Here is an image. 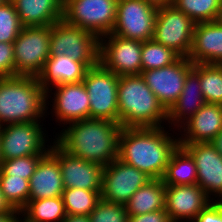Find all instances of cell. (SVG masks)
Wrapping results in <instances>:
<instances>
[{"mask_svg": "<svg viewBox=\"0 0 222 222\" xmlns=\"http://www.w3.org/2000/svg\"><path fill=\"white\" fill-rule=\"evenodd\" d=\"M164 127H122L118 159L145 172L152 179H162L179 139L168 136Z\"/></svg>", "mask_w": 222, "mask_h": 222, "instance_id": "6da1fadb", "label": "cell"}, {"mask_svg": "<svg viewBox=\"0 0 222 222\" xmlns=\"http://www.w3.org/2000/svg\"><path fill=\"white\" fill-rule=\"evenodd\" d=\"M71 123L55 141L67 153L103 167L118 158L119 123L93 118Z\"/></svg>", "mask_w": 222, "mask_h": 222, "instance_id": "7a4b0ae2", "label": "cell"}, {"mask_svg": "<svg viewBox=\"0 0 222 222\" xmlns=\"http://www.w3.org/2000/svg\"><path fill=\"white\" fill-rule=\"evenodd\" d=\"M118 111L121 127H161L167 111L141 75L120 76Z\"/></svg>", "mask_w": 222, "mask_h": 222, "instance_id": "3957f363", "label": "cell"}, {"mask_svg": "<svg viewBox=\"0 0 222 222\" xmlns=\"http://www.w3.org/2000/svg\"><path fill=\"white\" fill-rule=\"evenodd\" d=\"M46 105V92L37 77L0 78V126L40 121Z\"/></svg>", "mask_w": 222, "mask_h": 222, "instance_id": "277c9868", "label": "cell"}, {"mask_svg": "<svg viewBox=\"0 0 222 222\" xmlns=\"http://www.w3.org/2000/svg\"><path fill=\"white\" fill-rule=\"evenodd\" d=\"M49 48L50 55H65L90 68L100 63V38L64 19L51 25Z\"/></svg>", "mask_w": 222, "mask_h": 222, "instance_id": "5b68a950", "label": "cell"}, {"mask_svg": "<svg viewBox=\"0 0 222 222\" xmlns=\"http://www.w3.org/2000/svg\"><path fill=\"white\" fill-rule=\"evenodd\" d=\"M51 26L22 27L13 42L15 76L37 77L50 56Z\"/></svg>", "mask_w": 222, "mask_h": 222, "instance_id": "8992f818", "label": "cell"}, {"mask_svg": "<svg viewBox=\"0 0 222 222\" xmlns=\"http://www.w3.org/2000/svg\"><path fill=\"white\" fill-rule=\"evenodd\" d=\"M82 82L90 100L89 118L119 123V76L99 63L88 69Z\"/></svg>", "mask_w": 222, "mask_h": 222, "instance_id": "52a82bcc", "label": "cell"}, {"mask_svg": "<svg viewBox=\"0 0 222 222\" xmlns=\"http://www.w3.org/2000/svg\"><path fill=\"white\" fill-rule=\"evenodd\" d=\"M116 6L117 0H64L63 19L102 38L113 31Z\"/></svg>", "mask_w": 222, "mask_h": 222, "instance_id": "ba28073f", "label": "cell"}, {"mask_svg": "<svg viewBox=\"0 0 222 222\" xmlns=\"http://www.w3.org/2000/svg\"><path fill=\"white\" fill-rule=\"evenodd\" d=\"M196 23L173 5L157 8L153 40L188 58Z\"/></svg>", "mask_w": 222, "mask_h": 222, "instance_id": "9c48e42d", "label": "cell"}, {"mask_svg": "<svg viewBox=\"0 0 222 222\" xmlns=\"http://www.w3.org/2000/svg\"><path fill=\"white\" fill-rule=\"evenodd\" d=\"M157 7L144 0H117L116 21L111 34L125 39H153Z\"/></svg>", "mask_w": 222, "mask_h": 222, "instance_id": "30bf717a", "label": "cell"}, {"mask_svg": "<svg viewBox=\"0 0 222 222\" xmlns=\"http://www.w3.org/2000/svg\"><path fill=\"white\" fill-rule=\"evenodd\" d=\"M40 122L10 123L0 126L1 159H15L30 155H45V136Z\"/></svg>", "mask_w": 222, "mask_h": 222, "instance_id": "8fae6325", "label": "cell"}, {"mask_svg": "<svg viewBox=\"0 0 222 222\" xmlns=\"http://www.w3.org/2000/svg\"><path fill=\"white\" fill-rule=\"evenodd\" d=\"M141 52L142 41L111 33L100 38V63L119 77L141 74Z\"/></svg>", "mask_w": 222, "mask_h": 222, "instance_id": "7c38bea8", "label": "cell"}, {"mask_svg": "<svg viewBox=\"0 0 222 222\" xmlns=\"http://www.w3.org/2000/svg\"><path fill=\"white\" fill-rule=\"evenodd\" d=\"M150 180L145 172L117 158L104 167L101 199L126 205L134 192Z\"/></svg>", "mask_w": 222, "mask_h": 222, "instance_id": "4fadbf2b", "label": "cell"}, {"mask_svg": "<svg viewBox=\"0 0 222 222\" xmlns=\"http://www.w3.org/2000/svg\"><path fill=\"white\" fill-rule=\"evenodd\" d=\"M192 68L193 63L188 58L179 57L171 65L142 71L140 75L168 112L178 100Z\"/></svg>", "mask_w": 222, "mask_h": 222, "instance_id": "5bb4252c", "label": "cell"}, {"mask_svg": "<svg viewBox=\"0 0 222 222\" xmlns=\"http://www.w3.org/2000/svg\"><path fill=\"white\" fill-rule=\"evenodd\" d=\"M54 143L49 150L58 159L64 187L102 191L104 167L75 157Z\"/></svg>", "mask_w": 222, "mask_h": 222, "instance_id": "9a60e30c", "label": "cell"}, {"mask_svg": "<svg viewBox=\"0 0 222 222\" xmlns=\"http://www.w3.org/2000/svg\"><path fill=\"white\" fill-rule=\"evenodd\" d=\"M194 159L197 168V185L210 198L212 193L222 197V156L210 142L179 144ZM210 195V196H209Z\"/></svg>", "mask_w": 222, "mask_h": 222, "instance_id": "2e32d148", "label": "cell"}, {"mask_svg": "<svg viewBox=\"0 0 222 222\" xmlns=\"http://www.w3.org/2000/svg\"><path fill=\"white\" fill-rule=\"evenodd\" d=\"M212 200L197 184L166 185L165 210L171 222H180L185 218L193 221Z\"/></svg>", "mask_w": 222, "mask_h": 222, "instance_id": "e0dca14e", "label": "cell"}, {"mask_svg": "<svg viewBox=\"0 0 222 222\" xmlns=\"http://www.w3.org/2000/svg\"><path fill=\"white\" fill-rule=\"evenodd\" d=\"M55 87L53 111L57 120L71 123L89 118L90 100L83 82Z\"/></svg>", "mask_w": 222, "mask_h": 222, "instance_id": "ac0fdd59", "label": "cell"}, {"mask_svg": "<svg viewBox=\"0 0 222 222\" xmlns=\"http://www.w3.org/2000/svg\"><path fill=\"white\" fill-rule=\"evenodd\" d=\"M188 59L193 64H222V25L217 20L196 23Z\"/></svg>", "mask_w": 222, "mask_h": 222, "instance_id": "d6986e66", "label": "cell"}, {"mask_svg": "<svg viewBox=\"0 0 222 222\" xmlns=\"http://www.w3.org/2000/svg\"><path fill=\"white\" fill-rule=\"evenodd\" d=\"M29 200L62 196L65 187L57 157L49 150L29 179Z\"/></svg>", "mask_w": 222, "mask_h": 222, "instance_id": "ffe728a7", "label": "cell"}, {"mask_svg": "<svg viewBox=\"0 0 222 222\" xmlns=\"http://www.w3.org/2000/svg\"><path fill=\"white\" fill-rule=\"evenodd\" d=\"M185 123L178 125L186 133L179 144L211 142L222 130V105L206 103Z\"/></svg>", "mask_w": 222, "mask_h": 222, "instance_id": "44dd1931", "label": "cell"}, {"mask_svg": "<svg viewBox=\"0 0 222 222\" xmlns=\"http://www.w3.org/2000/svg\"><path fill=\"white\" fill-rule=\"evenodd\" d=\"M89 68L86 63L75 61L71 57L50 55L37 76L40 86L46 92V100L51 84L53 87L61 84L80 83Z\"/></svg>", "mask_w": 222, "mask_h": 222, "instance_id": "7402d4cb", "label": "cell"}, {"mask_svg": "<svg viewBox=\"0 0 222 222\" xmlns=\"http://www.w3.org/2000/svg\"><path fill=\"white\" fill-rule=\"evenodd\" d=\"M23 27L51 26L63 19L64 0H11Z\"/></svg>", "mask_w": 222, "mask_h": 222, "instance_id": "603a6c76", "label": "cell"}, {"mask_svg": "<svg viewBox=\"0 0 222 222\" xmlns=\"http://www.w3.org/2000/svg\"><path fill=\"white\" fill-rule=\"evenodd\" d=\"M205 104L199 75L191 69L186 75L184 87L178 100L167 112V121L169 120V123L172 121L171 125L173 123L174 126H177L175 124H179V122L184 124Z\"/></svg>", "mask_w": 222, "mask_h": 222, "instance_id": "cb8c5ba5", "label": "cell"}, {"mask_svg": "<svg viewBox=\"0 0 222 222\" xmlns=\"http://www.w3.org/2000/svg\"><path fill=\"white\" fill-rule=\"evenodd\" d=\"M166 185L162 179H152L134 192L126 206L128 215H142L165 209Z\"/></svg>", "mask_w": 222, "mask_h": 222, "instance_id": "d4e9b609", "label": "cell"}, {"mask_svg": "<svg viewBox=\"0 0 222 222\" xmlns=\"http://www.w3.org/2000/svg\"><path fill=\"white\" fill-rule=\"evenodd\" d=\"M162 181L165 185L197 184L195 161L182 146L179 145L172 153Z\"/></svg>", "mask_w": 222, "mask_h": 222, "instance_id": "484cf974", "label": "cell"}, {"mask_svg": "<svg viewBox=\"0 0 222 222\" xmlns=\"http://www.w3.org/2000/svg\"><path fill=\"white\" fill-rule=\"evenodd\" d=\"M25 217L21 222H62L66 217L62 197L28 200L20 211Z\"/></svg>", "mask_w": 222, "mask_h": 222, "instance_id": "4316f807", "label": "cell"}, {"mask_svg": "<svg viewBox=\"0 0 222 222\" xmlns=\"http://www.w3.org/2000/svg\"><path fill=\"white\" fill-rule=\"evenodd\" d=\"M206 103L222 105V64H193Z\"/></svg>", "mask_w": 222, "mask_h": 222, "instance_id": "83f0119b", "label": "cell"}, {"mask_svg": "<svg viewBox=\"0 0 222 222\" xmlns=\"http://www.w3.org/2000/svg\"><path fill=\"white\" fill-rule=\"evenodd\" d=\"M101 192L81 188H65L61 197L66 215L89 216L101 200Z\"/></svg>", "mask_w": 222, "mask_h": 222, "instance_id": "f1b7e54d", "label": "cell"}, {"mask_svg": "<svg viewBox=\"0 0 222 222\" xmlns=\"http://www.w3.org/2000/svg\"><path fill=\"white\" fill-rule=\"evenodd\" d=\"M172 5L199 23L216 21L222 9V0H174Z\"/></svg>", "mask_w": 222, "mask_h": 222, "instance_id": "f546056e", "label": "cell"}, {"mask_svg": "<svg viewBox=\"0 0 222 222\" xmlns=\"http://www.w3.org/2000/svg\"><path fill=\"white\" fill-rule=\"evenodd\" d=\"M180 56L171 48L153 39L142 42V71L163 68L174 63Z\"/></svg>", "mask_w": 222, "mask_h": 222, "instance_id": "4dcf8cb0", "label": "cell"}, {"mask_svg": "<svg viewBox=\"0 0 222 222\" xmlns=\"http://www.w3.org/2000/svg\"><path fill=\"white\" fill-rule=\"evenodd\" d=\"M0 188L5 199L18 211H21L29 200V180L17 176H0Z\"/></svg>", "mask_w": 222, "mask_h": 222, "instance_id": "1f68e13d", "label": "cell"}, {"mask_svg": "<svg viewBox=\"0 0 222 222\" xmlns=\"http://www.w3.org/2000/svg\"><path fill=\"white\" fill-rule=\"evenodd\" d=\"M22 27L12 1L0 5V42H14Z\"/></svg>", "mask_w": 222, "mask_h": 222, "instance_id": "d6a6232c", "label": "cell"}, {"mask_svg": "<svg viewBox=\"0 0 222 222\" xmlns=\"http://www.w3.org/2000/svg\"><path fill=\"white\" fill-rule=\"evenodd\" d=\"M44 155H30L15 159L3 160L0 165V176H17L29 180L39 160Z\"/></svg>", "mask_w": 222, "mask_h": 222, "instance_id": "836d02e7", "label": "cell"}, {"mask_svg": "<svg viewBox=\"0 0 222 222\" xmlns=\"http://www.w3.org/2000/svg\"><path fill=\"white\" fill-rule=\"evenodd\" d=\"M126 206L101 199L89 215L90 222H128Z\"/></svg>", "mask_w": 222, "mask_h": 222, "instance_id": "e575fe53", "label": "cell"}, {"mask_svg": "<svg viewBox=\"0 0 222 222\" xmlns=\"http://www.w3.org/2000/svg\"><path fill=\"white\" fill-rule=\"evenodd\" d=\"M15 77L13 42H0V78Z\"/></svg>", "mask_w": 222, "mask_h": 222, "instance_id": "d590c367", "label": "cell"}, {"mask_svg": "<svg viewBox=\"0 0 222 222\" xmlns=\"http://www.w3.org/2000/svg\"><path fill=\"white\" fill-rule=\"evenodd\" d=\"M192 222H222V198L208 203Z\"/></svg>", "mask_w": 222, "mask_h": 222, "instance_id": "8d00e7d4", "label": "cell"}, {"mask_svg": "<svg viewBox=\"0 0 222 222\" xmlns=\"http://www.w3.org/2000/svg\"><path fill=\"white\" fill-rule=\"evenodd\" d=\"M128 222H171L165 209L142 215H129Z\"/></svg>", "mask_w": 222, "mask_h": 222, "instance_id": "74e56055", "label": "cell"}, {"mask_svg": "<svg viewBox=\"0 0 222 222\" xmlns=\"http://www.w3.org/2000/svg\"><path fill=\"white\" fill-rule=\"evenodd\" d=\"M16 215H18V217ZM19 215H21L20 212L0 213V222H21V219H18Z\"/></svg>", "mask_w": 222, "mask_h": 222, "instance_id": "f35d334b", "label": "cell"}, {"mask_svg": "<svg viewBox=\"0 0 222 222\" xmlns=\"http://www.w3.org/2000/svg\"><path fill=\"white\" fill-rule=\"evenodd\" d=\"M4 212H20L17 209H14L9 202L5 199L3 192L0 188V213Z\"/></svg>", "mask_w": 222, "mask_h": 222, "instance_id": "ab89813d", "label": "cell"}, {"mask_svg": "<svg viewBox=\"0 0 222 222\" xmlns=\"http://www.w3.org/2000/svg\"><path fill=\"white\" fill-rule=\"evenodd\" d=\"M62 222H90L89 216L85 215H66Z\"/></svg>", "mask_w": 222, "mask_h": 222, "instance_id": "60d3db41", "label": "cell"}, {"mask_svg": "<svg viewBox=\"0 0 222 222\" xmlns=\"http://www.w3.org/2000/svg\"><path fill=\"white\" fill-rule=\"evenodd\" d=\"M216 151L222 156V130L210 142Z\"/></svg>", "mask_w": 222, "mask_h": 222, "instance_id": "b9f144b4", "label": "cell"}, {"mask_svg": "<svg viewBox=\"0 0 222 222\" xmlns=\"http://www.w3.org/2000/svg\"><path fill=\"white\" fill-rule=\"evenodd\" d=\"M154 6L158 7H164L168 5H172L174 0H144Z\"/></svg>", "mask_w": 222, "mask_h": 222, "instance_id": "7bdbcfd3", "label": "cell"}, {"mask_svg": "<svg viewBox=\"0 0 222 222\" xmlns=\"http://www.w3.org/2000/svg\"><path fill=\"white\" fill-rule=\"evenodd\" d=\"M217 21L222 25V9L219 13V17H218Z\"/></svg>", "mask_w": 222, "mask_h": 222, "instance_id": "ee69618b", "label": "cell"}, {"mask_svg": "<svg viewBox=\"0 0 222 222\" xmlns=\"http://www.w3.org/2000/svg\"><path fill=\"white\" fill-rule=\"evenodd\" d=\"M9 1H11V0H0V5H2V4H4V3H7V2H9Z\"/></svg>", "mask_w": 222, "mask_h": 222, "instance_id": "f6af8a7d", "label": "cell"}]
</instances>
